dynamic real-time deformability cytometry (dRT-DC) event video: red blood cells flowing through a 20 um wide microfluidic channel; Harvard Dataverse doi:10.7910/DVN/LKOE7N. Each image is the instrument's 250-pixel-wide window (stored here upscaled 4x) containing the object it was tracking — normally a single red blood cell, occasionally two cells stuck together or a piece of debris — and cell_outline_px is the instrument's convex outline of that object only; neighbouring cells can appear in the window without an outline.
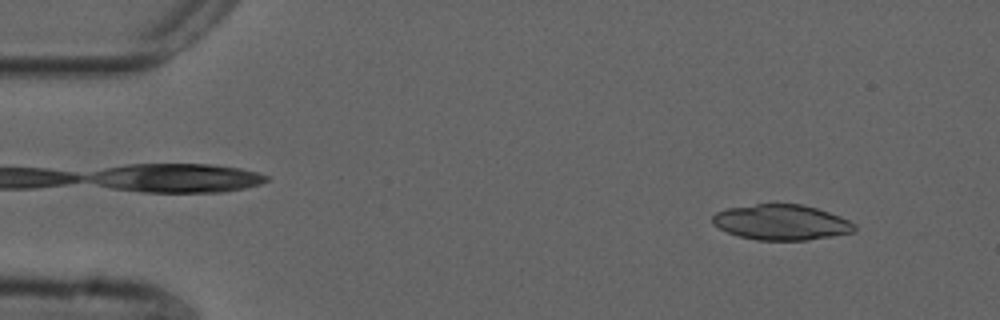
{"species": "common noctule bat (a hibernating species)", "species_latin": "Nyctalus noctula", "temperature_condition": "cold", "stored_images_in_passage": 53, "camera_frame_rate_fps": 3000, "um_per_image_px": 0.085, "animal": {"sex": "male", "forearm_length_mm": 52.5}, "frame": {"image": 1, "passage_image": 5, "time_ms": 1.333, "image_size_px": [1000, 320], "cell_outline_px": [[856, 232], [808, 240], [756, 240], [740, 236], [728, 232], [712, 224], [712, 216], [716, 212], [728, 208], [776, 200], [800, 204], [816, 208], [840, 216], [856, 224]], "centroid_in_image_um": [66.42, 18.86], "position_along_channel_um": 18.6, "area_um2": 30.0}}